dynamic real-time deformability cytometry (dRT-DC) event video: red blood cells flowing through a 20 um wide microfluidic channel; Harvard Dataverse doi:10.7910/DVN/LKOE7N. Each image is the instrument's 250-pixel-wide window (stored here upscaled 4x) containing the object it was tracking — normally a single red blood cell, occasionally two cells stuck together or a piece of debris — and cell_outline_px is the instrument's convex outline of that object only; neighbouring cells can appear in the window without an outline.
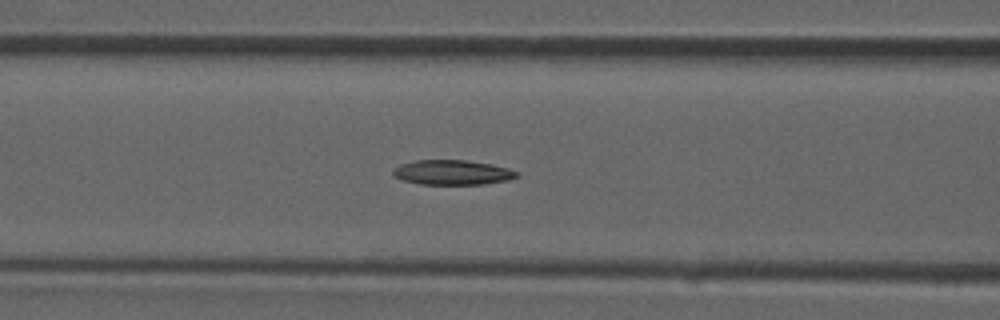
{"species": "common noctule bat (a hibernating species)", "species_latin": "Nyctalus noctula", "temperature_condition": "room temperature", "stored_images_in_passage": 38, "camera_frame_rate_fps": 3000, "um_per_image_px": 0.085, "animal": {"sex": "male", "forearm_length_mm": 52.5}, "frame": {"image": 1, "passage_image": 13, "time_ms": 4.0, "image_size_px": [1000, 320], "cell_outline_px": [[520, 176], [508, 180], [484, 184], [420, 184], [404, 180], [392, 176], [392, 168], [400, 164], [416, 160], [464, 160], [492, 164], [508, 168], [520, 172]], "centroid_in_image_um": [38.46, 14.65], "position_along_channel_um": 128.1, "area_um2": 18.03}}
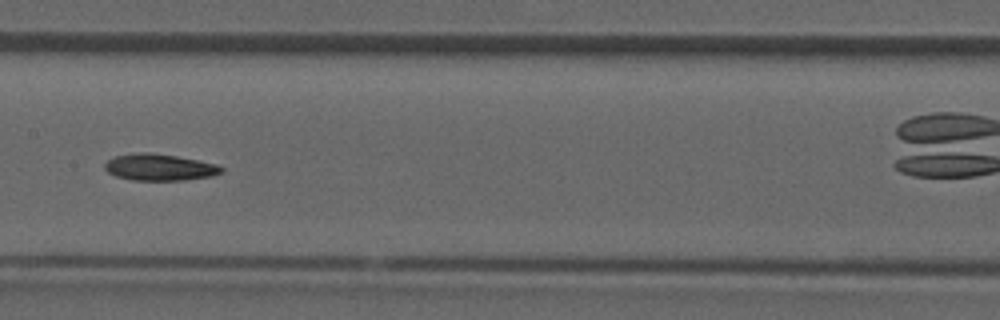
{"frame": {"image": 2, "passage_image": 17, "time_ms": 5.333, "image_size_px": [1000, 320], "cell_outline_px": [[224, 172], [212, 176], [184, 180], [132, 180], [116, 176], [108, 172], [104, 168], [104, 164], [108, 160], [116, 156], [136, 152], [148, 152], [176, 156], [216, 164], [224, 168]], "centroid_in_image_um": [13.56, 14.22], "position_along_channel_um": 193.8, "area_um2": 18.03}}
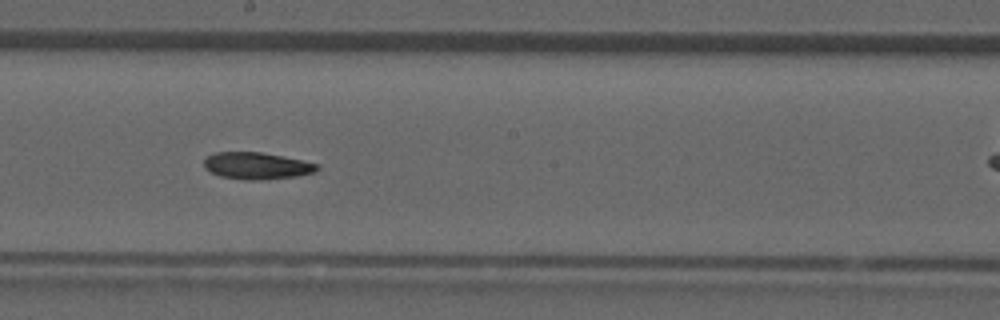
{"frame": {"image": 3, "passage_image": 19, "time_ms": 6.0, "image_size_px": [1000, 320], "cell_outline_px": [[320, 168], [316, 172], [296, 176], [260, 180], [244, 180], [220, 176], [204, 168], [204, 160], [208, 156], [216, 152], [260, 152], [320, 164]], "centroid_in_image_um": [21.83, 14.1], "position_along_channel_um": 226.4, "area_um2": 17.63}}